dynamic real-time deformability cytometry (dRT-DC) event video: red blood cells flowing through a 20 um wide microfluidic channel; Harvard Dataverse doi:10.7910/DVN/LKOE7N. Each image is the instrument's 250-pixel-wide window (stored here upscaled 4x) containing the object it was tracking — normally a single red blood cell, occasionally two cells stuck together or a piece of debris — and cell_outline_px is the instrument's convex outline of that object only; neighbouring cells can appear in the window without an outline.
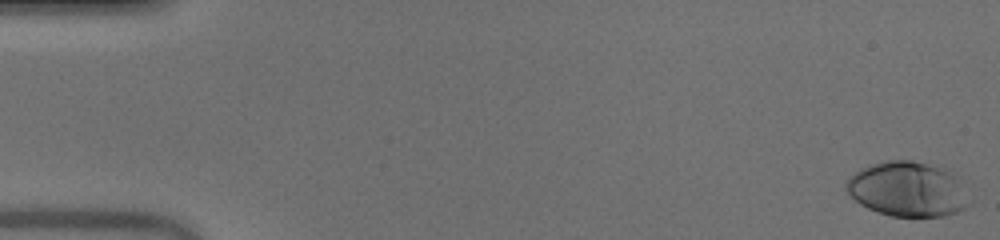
{"species": "human", "species_latin": "Homo sapiens", "temperature_condition": "warm", "stored_images_in_passage": 51, "camera_frame_rate_fps": 3000, "um_per_image_px": 0.085, "donor": {"sex": "male"}, "frame": {"image": 1, "passage_image": 1, "time_ms": 0.0, "image_size_px": [1000, 240], "cell_outline_px": [[972, 204], [956, 212], [944, 216], [892, 216], [876, 212], [860, 204], [844, 188], [844, 184], [848, 176], [860, 168], [868, 164], [888, 160], [908, 160], [940, 168], [952, 172], [956, 176], [972, 200]], "centroid_in_image_um": [77.13, 16.08], "position_along_channel_um": 7.9, "area_um2": 39.54}}
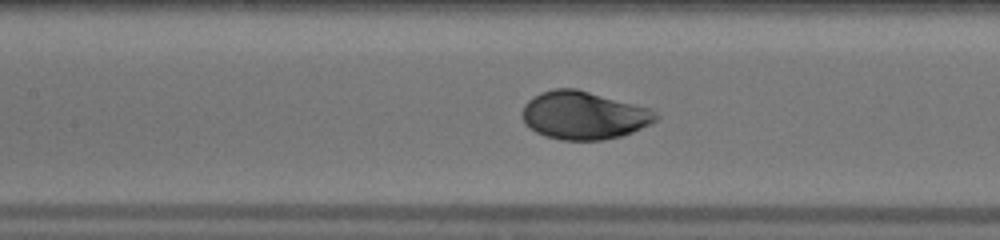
{"frame": {"image": 2, "passage_image": 24, "time_ms": 7.667, "image_size_px": [1000, 240], "cell_outline_px": [[660, 116], [652, 124], [632, 132], [620, 136], [604, 140], [564, 140], [544, 136], [528, 128], [524, 124], [520, 116], [520, 112], [524, 104], [532, 96], [540, 92], [556, 88], [576, 88], [648, 108], [656, 112]], "centroid_in_image_um": [49.56, 9.81], "position_along_channel_um": 157.8, "area_um2": 37.69}}
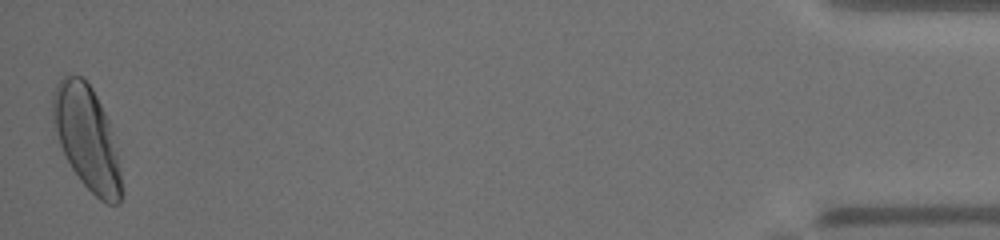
{"frame": {"image": 3, "passage_image": 51, "time_ms": 16.667, "image_size_px": [1000, 240], "cell_outline_px": [[120, 204], [108, 204], [100, 200], [80, 180], [72, 168], [60, 144], [52, 124], [52, 92], [56, 84], [68, 72], [80, 76], [92, 88], [108, 120], [116, 152], [120, 172]], "centroid_in_image_um": [7.33, 11.67], "position_along_channel_um": 427.9, "area_um2": 40.75}, "authors_computed_cell_mechanics": {"area_um2": 36.8764, "velocity_mm_per_s": 4.0239, "shape_relaxation_time_tau1_ms": 2.8545, "shape_relaxation_time_tau2_ms": null, "deformation_change_tau1": 0.1675, "deformation_change_tau2": null}}